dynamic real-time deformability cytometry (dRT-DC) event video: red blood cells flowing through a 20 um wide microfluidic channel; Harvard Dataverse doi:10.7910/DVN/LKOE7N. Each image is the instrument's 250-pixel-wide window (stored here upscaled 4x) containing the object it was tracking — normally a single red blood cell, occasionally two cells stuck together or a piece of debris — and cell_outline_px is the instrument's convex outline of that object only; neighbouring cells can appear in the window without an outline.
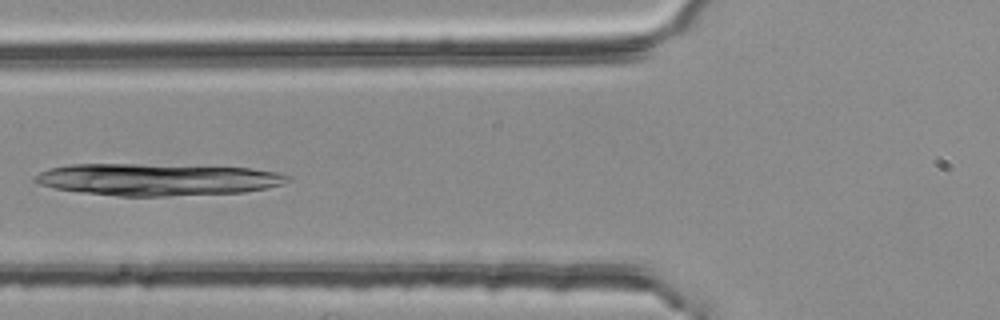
{"species": "common noctule bat (a hibernating species)", "species_latin": "Nyctalus noctula", "temperature_condition": "room temperature", "stored_images_in_passage": 4, "camera_frame_rate_fps": 3000, "um_per_image_px": 0.085, "animal": {"sex": "female", "body_mass_g": 25.1}, "frame": {"image": 1, "passage_image": 4, "time_ms": 1.0, "image_size_px": [1000, 320], "cell_outline_px": [[292, 180], [284, 184], [268, 188], [244, 192], [168, 196], [116, 196], [52, 188], [36, 184], [32, 180], [40, 172], [48, 168], [68, 164], [140, 164], [248, 168], [276, 172], [292, 176]], "centroid_in_image_um": [13.36, 15.26], "position_along_channel_um": 112.4, "area_um2": 47.34}}